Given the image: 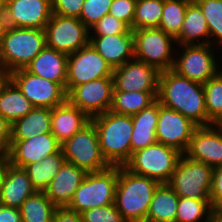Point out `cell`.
<instances>
[{
    "label": "cell",
    "mask_w": 222,
    "mask_h": 222,
    "mask_svg": "<svg viewBox=\"0 0 222 222\" xmlns=\"http://www.w3.org/2000/svg\"><path fill=\"white\" fill-rule=\"evenodd\" d=\"M157 100L198 127L213 125L207 116L203 84L180 76L172 69L159 73Z\"/></svg>",
    "instance_id": "obj_1"
},
{
    "label": "cell",
    "mask_w": 222,
    "mask_h": 222,
    "mask_svg": "<svg viewBox=\"0 0 222 222\" xmlns=\"http://www.w3.org/2000/svg\"><path fill=\"white\" fill-rule=\"evenodd\" d=\"M99 138L102 156L110 166H124L131 158L133 123L130 115L110 110L91 118Z\"/></svg>",
    "instance_id": "obj_2"
},
{
    "label": "cell",
    "mask_w": 222,
    "mask_h": 222,
    "mask_svg": "<svg viewBox=\"0 0 222 222\" xmlns=\"http://www.w3.org/2000/svg\"><path fill=\"white\" fill-rule=\"evenodd\" d=\"M160 183L119 166L114 204L127 222H145L155 189Z\"/></svg>",
    "instance_id": "obj_3"
},
{
    "label": "cell",
    "mask_w": 222,
    "mask_h": 222,
    "mask_svg": "<svg viewBox=\"0 0 222 222\" xmlns=\"http://www.w3.org/2000/svg\"><path fill=\"white\" fill-rule=\"evenodd\" d=\"M45 46L44 29L8 26L0 43V65L10 73L25 69Z\"/></svg>",
    "instance_id": "obj_4"
},
{
    "label": "cell",
    "mask_w": 222,
    "mask_h": 222,
    "mask_svg": "<svg viewBox=\"0 0 222 222\" xmlns=\"http://www.w3.org/2000/svg\"><path fill=\"white\" fill-rule=\"evenodd\" d=\"M118 176L119 166L87 173L66 208L80 214L88 209L114 204Z\"/></svg>",
    "instance_id": "obj_5"
},
{
    "label": "cell",
    "mask_w": 222,
    "mask_h": 222,
    "mask_svg": "<svg viewBox=\"0 0 222 222\" xmlns=\"http://www.w3.org/2000/svg\"><path fill=\"white\" fill-rule=\"evenodd\" d=\"M176 46L172 70L178 75L204 84L222 69V55L219 56L221 50H217V47L211 44Z\"/></svg>",
    "instance_id": "obj_6"
},
{
    "label": "cell",
    "mask_w": 222,
    "mask_h": 222,
    "mask_svg": "<svg viewBox=\"0 0 222 222\" xmlns=\"http://www.w3.org/2000/svg\"><path fill=\"white\" fill-rule=\"evenodd\" d=\"M181 155L177 149L156 142L133 152L124 166L135 174L168 183Z\"/></svg>",
    "instance_id": "obj_7"
},
{
    "label": "cell",
    "mask_w": 222,
    "mask_h": 222,
    "mask_svg": "<svg viewBox=\"0 0 222 222\" xmlns=\"http://www.w3.org/2000/svg\"><path fill=\"white\" fill-rule=\"evenodd\" d=\"M133 31L134 58L154 66L159 72L174 65L176 42L160 28H142Z\"/></svg>",
    "instance_id": "obj_8"
},
{
    "label": "cell",
    "mask_w": 222,
    "mask_h": 222,
    "mask_svg": "<svg viewBox=\"0 0 222 222\" xmlns=\"http://www.w3.org/2000/svg\"><path fill=\"white\" fill-rule=\"evenodd\" d=\"M66 162L87 173L107 169L110 165L102 156L97 130L92 122L61 144Z\"/></svg>",
    "instance_id": "obj_9"
},
{
    "label": "cell",
    "mask_w": 222,
    "mask_h": 222,
    "mask_svg": "<svg viewBox=\"0 0 222 222\" xmlns=\"http://www.w3.org/2000/svg\"><path fill=\"white\" fill-rule=\"evenodd\" d=\"M213 168L181 155L167 183L179 197L210 199Z\"/></svg>",
    "instance_id": "obj_10"
},
{
    "label": "cell",
    "mask_w": 222,
    "mask_h": 222,
    "mask_svg": "<svg viewBox=\"0 0 222 222\" xmlns=\"http://www.w3.org/2000/svg\"><path fill=\"white\" fill-rule=\"evenodd\" d=\"M44 30L46 46L67 55L89 45L90 30L77 17L52 14Z\"/></svg>",
    "instance_id": "obj_11"
},
{
    "label": "cell",
    "mask_w": 222,
    "mask_h": 222,
    "mask_svg": "<svg viewBox=\"0 0 222 222\" xmlns=\"http://www.w3.org/2000/svg\"><path fill=\"white\" fill-rule=\"evenodd\" d=\"M10 80L34 107L54 108L67 101L66 90L60 84L31 74L25 69L11 72Z\"/></svg>",
    "instance_id": "obj_12"
},
{
    "label": "cell",
    "mask_w": 222,
    "mask_h": 222,
    "mask_svg": "<svg viewBox=\"0 0 222 222\" xmlns=\"http://www.w3.org/2000/svg\"><path fill=\"white\" fill-rule=\"evenodd\" d=\"M113 69L89 44L68 55L66 93L95 79L112 77Z\"/></svg>",
    "instance_id": "obj_13"
},
{
    "label": "cell",
    "mask_w": 222,
    "mask_h": 222,
    "mask_svg": "<svg viewBox=\"0 0 222 222\" xmlns=\"http://www.w3.org/2000/svg\"><path fill=\"white\" fill-rule=\"evenodd\" d=\"M113 89L112 77L95 79L73 87L67 93V101L92 118L110 110Z\"/></svg>",
    "instance_id": "obj_14"
},
{
    "label": "cell",
    "mask_w": 222,
    "mask_h": 222,
    "mask_svg": "<svg viewBox=\"0 0 222 222\" xmlns=\"http://www.w3.org/2000/svg\"><path fill=\"white\" fill-rule=\"evenodd\" d=\"M198 126L179 112L159 103L156 141L177 149L182 154L188 148L194 130Z\"/></svg>",
    "instance_id": "obj_15"
},
{
    "label": "cell",
    "mask_w": 222,
    "mask_h": 222,
    "mask_svg": "<svg viewBox=\"0 0 222 222\" xmlns=\"http://www.w3.org/2000/svg\"><path fill=\"white\" fill-rule=\"evenodd\" d=\"M159 71L133 58L113 69V90L124 92L158 91Z\"/></svg>",
    "instance_id": "obj_16"
},
{
    "label": "cell",
    "mask_w": 222,
    "mask_h": 222,
    "mask_svg": "<svg viewBox=\"0 0 222 222\" xmlns=\"http://www.w3.org/2000/svg\"><path fill=\"white\" fill-rule=\"evenodd\" d=\"M188 158L212 168L222 165V125L197 127L184 153Z\"/></svg>",
    "instance_id": "obj_17"
},
{
    "label": "cell",
    "mask_w": 222,
    "mask_h": 222,
    "mask_svg": "<svg viewBox=\"0 0 222 222\" xmlns=\"http://www.w3.org/2000/svg\"><path fill=\"white\" fill-rule=\"evenodd\" d=\"M7 25L45 29L52 16L51 0H6Z\"/></svg>",
    "instance_id": "obj_18"
},
{
    "label": "cell",
    "mask_w": 222,
    "mask_h": 222,
    "mask_svg": "<svg viewBox=\"0 0 222 222\" xmlns=\"http://www.w3.org/2000/svg\"><path fill=\"white\" fill-rule=\"evenodd\" d=\"M60 150L61 144L52 133H45L27 140H10L8 152L11 165L24 168L26 165L40 162Z\"/></svg>",
    "instance_id": "obj_19"
},
{
    "label": "cell",
    "mask_w": 222,
    "mask_h": 222,
    "mask_svg": "<svg viewBox=\"0 0 222 222\" xmlns=\"http://www.w3.org/2000/svg\"><path fill=\"white\" fill-rule=\"evenodd\" d=\"M89 44L106 60L112 69L134 58L133 31L108 36H90Z\"/></svg>",
    "instance_id": "obj_20"
},
{
    "label": "cell",
    "mask_w": 222,
    "mask_h": 222,
    "mask_svg": "<svg viewBox=\"0 0 222 222\" xmlns=\"http://www.w3.org/2000/svg\"><path fill=\"white\" fill-rule=\"evenodd\" d=\"M86 174L82 168L65 162L44 192L54 205L66 207Z\"/></svg>",
    "instance_id": "obj_21"
},
{
    "label": "cell",
    "mask_w": 222,
    "mask_h": 222,
    "mask_svg": "<svg viewBox=\"0 0 222 222\" xmlns=\"http://www.w3.org/2000/svg\"><path fill=\"white\" fill-rule=\"evenodd\" d=\"M68 55L45 46L25 70L60 84L66 90Z\"/></svg>",
    "instance_id": "obj_22"
},
{
    "label": "cell",
    "mask_w": 222,
    "mask_h": 222,
    "mask_svg": "<svg viewBox=\"0 0 222 222\" xmlns=\"http://www.w3.org/2000/svg\"><path fill=\"white\" fill-rule=\"evenodd\" d=\"M91 122V118L68 101L52 108L51 133L60 144Z\"/></svg>",
    "instance_id": "obj_23"
},
{
    "label": "cell",
    "mask_w": 222,
    "mask_h": 222,
    "mask_svg": "<svg viewBox=\"0 0 222 222\" xmlns=\"http://www.w3.org/2000/svg\"><path fill=\"white\" fill-rule=\"evenodd\" d=\"M36 191L27 172L10 164L0 189V204L19 208Z\"/></svg>",
    "instance_id": "obj_24"
},
{
    "label": "cell",
    "mask_w": 222,
    "mask_h": 222,
    "mask_svg": "<svg viewBox=\"0 0 222 222\" xmlns=\"http://www.w3.org/2000/svg\"><path fill=\"white\" fill-rule=\"evenodd\" d=\"M159 114V101L156 99L148 107L131 116L133 131L131 136L132 153L146 148L156 141V127Z\"/></svg>",
    "instance_id": "obj_25"
},
{
    "label": "cell",
    "mask_w": 222,
    "mask_h": 222,
    "mask_svg": "<svg viewBox=\"0 0 222 222\" xmlns=\"http://www.w3.org/2000/svg\"><path fill=\"white\" fill-rule=\"evenodd\" d=\"M176 45L210 44L209 27L199 5L192 0L185 14Z\"/></svg>",
    "instance_id": "obj_26"
},
{
    "label": "cell",
    "mask_w": 222,
    "mask_h": 222,
    "mask_svg": "<svg viewBox=\"0 0 222 222\" xmlns=\"http://www.w3.org/2000/svg\"><path fill=\"white\" fill-rule=\"evenodd\" d=\"M51 113L52 108L34 107L11 124L10 140H27L35 135L51 133Z\"/></svg>",
    "instance_id": "obj_27"
},
{
    "label": "cell",
    "mask_w": 222,
    "mask_h": 222,
    "mask_svg": "<svg viewBox=\"0 0 222 222\" xmlns=\"http://www.w3.org/2000/svg\"><path fill=\"white\" fill-rule=\"evenodd\" d=\"M179 196L167 184L155 189L145 222H175Z\"/></svg>",
    "instance_id": "obj_28"
},
{
    "label": "cell",
    "mask_w": 222,
    "mask_h": 222,
    "mask_svg": "<svg viewBox=\"0 0 222 222\" xmlns=\"http://www.w3.org/2000/svg\"><path fill=\"white\" fill-rule=\"evenodd\" d=\"M34 105L10 80L0 94V114L12 124L27 115Z\"/></svg>",
    "instance_id": "obj_29"
},
{
    "label": "cell",
    "mask_w": 222,
    "mask_h": 222,
    "mask_svg": "<svg viewBox=\"0 0 222 222\" xmlns=\"http://www.w3.org/2000/svg\"><path fill=\"white\" fill-rule=\"evenodd\" d=\"M65 162L66 159L60 150L40 162L26 165L23 169L27 172L33 187L37 191H44Z\"/></svg>",
    "instance_id": "obj_30"
},
{
    "label": "cell",
    "mask_w": 222,
    "mask_h": 222,
    "mask_svg": "<svg viewBox=\"0 0 222 222\" xmlns=\"http://www.w3.org/2000/svg\"><path fill=\"white\" fill-rule=\"evenodd\" d=\"M158 91L124 92L113 90L110 111L121 115H134L157 99Z\"/></svg>",
    "instance_id": "obj_31"
},
{
    "label": "cell",
    "mask_w": 222,
    "mask_h": 222,
    "mask_svg": "<svg viewBox=\"0 0 222 222\" xmlns=\"http://www.w3.org/2000/svg\"><path fill=\"white\" fill-rule=\"evenodd\" d=\"M57 208L44 191H36L22 203L19 210L22 222H50Z\"/></svg>",
    "instance_id": "obj_32"
},
{
    "label": "cell",
    "mask_w": 222,
    "mask_h": 222,
    "mask_svg": "<svg viewBox=\"0 0 222 222\" xmlns=\"http://www.w3.org/2000/svg\"><path fill=\"white\" fill-rule=\"evenodd\" d=\"M192 0H163L162 18L158 28L174 39L179 35L186 9Z\"/></svg>",
    "instance_id": "obj_33"
},
{
    "label": "cell",
    "mask_w": 222,
    "mask_h": 222,
    "mask_svg": "<svg viewBox=\"0 0 222 222\" xmlns=\"http://www.w3.org/2000/svg\"><path fill=\"white\" fill-rule=\"evenodd\" d=\"M205 107L209 121L222 125V69L203 84Z\"/></svg>",
    "instance_id": "obj_34"
},
{
    "label": "cell",
    "mask_w": 222,
    "mask_h": 222,
    "mask_svg": "<svg viewBox=\"0 0 222 222\" xmlns=\"http://www.w3.org/2000/svg\"><path fill=\"white\" fill-rule=\"evenodd\" d=\"M210 199L179 197L175 222H208Z\"/></svg>",
    "instance_id": "obj_35"
},
{
    "label": "cell",
    "mask_w": 222,
    "mask_h": 222,
    "mask_svg": "<svg viewBox=\"0 0 222 222\" xmlns=\"http://www.w3.org/2000/svg\"><path fill=\"white\" fill-rule=\"evenodd\" d=\"M207 20L210 44L222 50V0H194Z\"/></svg>",
    "instance_id": "obj_36"
},
{
    "label": "cell",
    "mask_w": 222,
    "mask_h": 222,
    "mask_svg": "<svg viewBox=\"0 0 222 222\" xmlns=\"http://www.w3.org/2000/svg\"><path fill=\"white\" fill-rule=\"evenodd\" d=\"M163 0H137L133 30L158 28L162 18Z\"/></svg>",
    "instance_id": "obj_37"
},
{
    "label": "cell",
    "mask_w": 222,
    "mask_h": 222,
    "mask_svg": "<svg viewBox=\"0 0 222 222\" xmlns=\"http://www.w3.org/2000/svg\"><path fill=\"white\" fill-rule=\"evenodd\" d=\"M113 0H85L79 19L90 29L103 16L109 14Z\"/></svg>",
    "instance_id": "obj_38"
},
{
    "label": "cell",
    "mask_w": 222,
    "mask_h": 222,
    "mask_svg": "<svg viewBox=\"0 0 222 222\" xmlns=\"http://www.w3.org/2000/svg\"><path fill=\"white\" fill-rule=\"evenodd\" d=\"M80 215L82 222H127L115 204L88 209Z\"/></svg>",
    "instance_id": "obj_39"
},
{
    "label": "cell",
    "mask_w": 222,
    "mask_h": 222,
    "mask_svg": "<svg viewBox=\"0 0 222 222\" xmlns=\"http://www.w3.org/2000/svg\"><path fill=\"white\" fill-rule=\"evenodd\" d=\"M89 30L90 36H108L125 34L130 30V28L124 22L118 20L110 14H107L103 16Z\"/></svg>",
    "instance_id": "obj_40"
},
{
    "label": "cell",
    "mask_w": 222,
    "mask_h": 222,
    "mask_svg": "<svg viewBox=\"0 0 222 222\" xmlns=\"http://www.w3.org/2000/svg\"><path fill=\"white\" fill-rule=\"evenodd\" d=\"M137 0H113L109 14L124 22L133 30V20Z\"/></svg>",
    "instance_id": "obj_41"
},
{
    "label": "cell",
    "mask_w": 222,
    "mask_h": 222,
    "mask_svg": "<svg viewBox=\"0 0 222 222\" xmlns=\"http://www.w3.org/2000/svg\"><path fill=\"white\" fill-rule=\"evenodd\" d=\"M85 0H51L52 13L63 17H77Z\"/></svg>",
    "instance_id": "obj_42"
},
{
    "label": "cell",
    "mask_w": 222,
    "mask_h": 222,
    "mask_svg": "<svg viewBox=\"0 0 222 222\" xmlns=\"http://www.w3.org/2000/svg\"><path fill=\"white\" fill-rule=\"evenodd\" d=\"M210 202L211 208H222V165L213 168Z\"/></svg>",
    "instance_id": "obj_43"
},
{
    "label": "cell",
    "mask_w": 222,
    "mask_h": 222,
    "mask_svg": "<svg viewBox=\"0 0 222 222\" xmlns=\"http://www.w3.org/2000/svg\"><path fill=\"white\" fill-rule=\"evenodd\" d=\"M55 222H82L81 215L66 207H58L54 214Z\"/></svg>",
    "instance_id": "obj_44"
},
{
    "label": "cell",
    "mask_w": 222,
    "mask_h": 222,
    "mask_svg": "<svg viewBox=\"0 0 222 222\" xmlns=\"http://www.w3.org/2000/svg\"><path fill=\"white\" fill-rule=\"evenodd\" d=\"M11 124L0 114V151H8L10 147Z\"/></svg>",
    "instance_id": "obj_45"
},
{
    "label": "cell",
    "mask_w": 222,
    "mask_h": 222,
    "mask_svg": "<svg viewBox=\"0 0 222 222\" xmlns=\"http://www.w3.org/2000/svg\"><path fill=\"white\" fill-rule=\"evenodd\" d=\"M0 222H22L19 208L0 204Z\"/></svg>",
    "instance_id": "obj_46"
},
{
    "label": "cell",
    "mask_w": 222,
    "mask_h": 222,
    "mask_svg": "<svg viewBox=\"0 0 222 222\" xmlns=\"http://www.w3.org/2000/svg\"><path fill=\"white\" fill-rule=\"evenodd\" d=\"M10 157L8 151H0V189L8 167L10 166Z\"/></svg>",
    "instance_id": "obj_47"
},
{
    "label": "cell",
    "mask_w": 222,
    "mask_h": 222,
    "mask_svg": "<svg viewBox=\"0 0 222 222\" xmlns=\"http://www.w3.org/2000/svg\"><path fill=\"white\" fill-rule=\"evenodd\" d=\"M10 81V72L6 71L1 65H0V94L3 90V88L7 85V83Z\"/></svg>",
    "instance_id": "obj_48"
},
{
    "label": "cell",
    "mask_w": 222,
    "mask_h": 222,
    "mask_svg": "<svg viewBox=\"0 0 222 222\" xmlns=\"http://www.w3.org/2000/svg\"><path fill=\"white\" fill-rule=\"evenodd\" d=\"M208 222H222V208H211Z\"/></svg>",
    "instance_id": "obj_49"
},
{
    "label": "cell",
    "mask_w": 222,
    "mask_h": 222,
    "mask_svg": "<svg viewBox=\"0 0 222 222\" xmlns=\"http://www.w3.org/2000/svg\"><path fill=\"white\" fill-rule=\"evenodd\" d=\"M7 28L8 25H7L6 11H0V43Z\"/></svg>",
    "instance_id": "obj_50"
},
{
    "label": "cell",
    "mask_w": 222,
    "mask_h": 222,
    "mask_svg": "<svg viewBox=\"0 0 222 222\" xmlns=\"http://www.w3.org/2000/svg\"><path fill=\"white\" fill-rule=\"evenodd\" d=\"M6 10V0H0V11Z\"/></svg>",
    "instance_id": "obj_51"
}]
</instances>
